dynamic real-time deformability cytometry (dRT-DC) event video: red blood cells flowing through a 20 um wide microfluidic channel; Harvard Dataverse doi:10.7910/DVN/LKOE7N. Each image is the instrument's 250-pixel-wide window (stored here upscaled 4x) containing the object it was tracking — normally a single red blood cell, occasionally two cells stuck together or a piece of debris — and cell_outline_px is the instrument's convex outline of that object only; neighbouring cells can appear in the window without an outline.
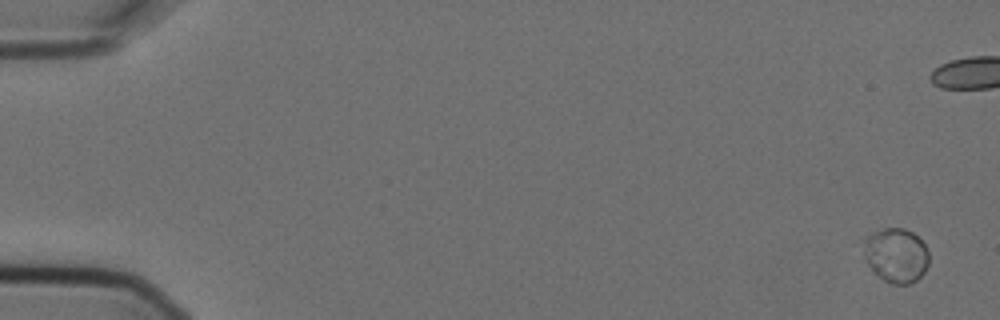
{"species": "Egyptian fruit bat (a non-hibernating species)", "species_latin": "Rousettus aegyptiacus", "temperature_condition": "cold", "stored_images_in_passage": 7, "camera_frame_rate_fps": 3000, "um_per_image_px": 0.085, "animal": {"sex": "female"}, "frame": {"image": 1, "passage_image": 1, "time_ms": 0.0, "image_size_px": [1000, 320], "cell_outline_px": [[928, 264], [924, 272], [916, 280], [908, 284], [892, 284], [884, 280], [868, 264], [864, 256], [864, 252], [868, 236], [884, 228], [904, 228], [912, 232], [924, 244], [928, 252]], "centroid_in_image_um": [76.2, 21.7], "position_along_channel_um": 8.8, "area_um2": 20.17}}
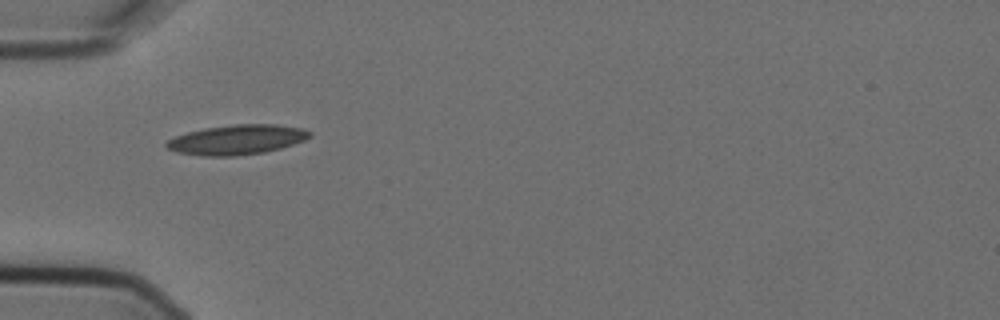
{"frame": {"image": 2, "passage_image": 6, "time_ms": 1.667, "image_size_px": [1000, 320], "cell_outline_px": [[312, 136], [304, 140], [280, 148], [264, 152], [236, 156], [204, 156], [176, 152], [168, 148], [164, 144], [168, 140], [176, 136], [188, 132], [204, 128], [236, 124], [276, 124], [304, 128], [312, 132]], "centroid_in_image_um": [20.16, 11.87], "position_along_channel_um": 64.8, "area_um2": 24.85}}
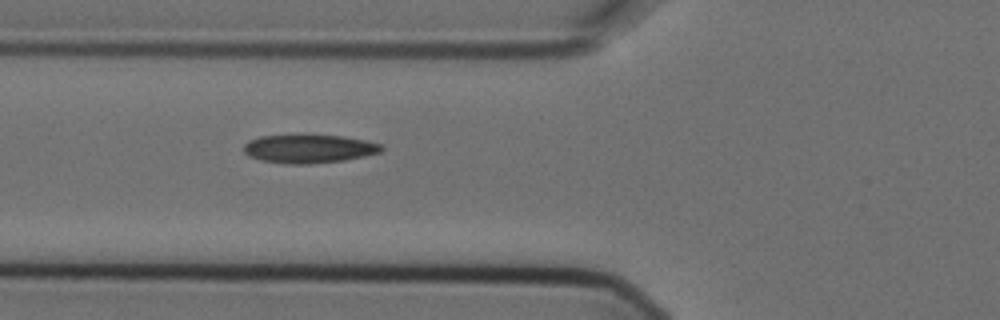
{"frame": {"image": 3, "passage_image": 7, "time_ms": 2.0, "image_size_px": [1000, 320], "cell_outline_px": [[384, 148], [380, 152], [364, 156], [344, 160], [308, 164], [292, 164], [260, 160], [248, 156], [244, 152], [244, 144], [248, 140], [260, 136], [344, 136], [364, 140], [380, 144]], "centroid_in_image_um": [26.24, 12.65], "position_along_channel_um": 99.6, "area_um2": 22.48}}